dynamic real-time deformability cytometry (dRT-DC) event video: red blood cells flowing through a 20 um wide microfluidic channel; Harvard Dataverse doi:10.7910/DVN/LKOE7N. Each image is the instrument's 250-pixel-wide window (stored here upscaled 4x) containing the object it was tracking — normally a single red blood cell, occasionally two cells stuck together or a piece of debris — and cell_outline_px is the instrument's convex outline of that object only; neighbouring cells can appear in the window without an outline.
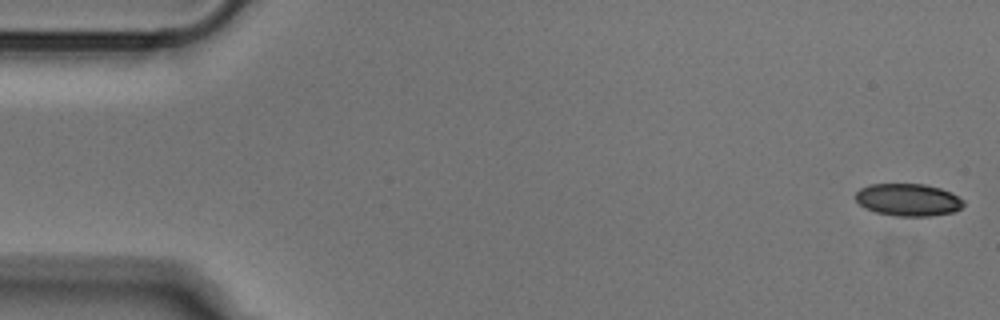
{"species": "Egyptian fruit bat (a non-hibernating species)", "species_latin": "Rousettus aegyptiacus", "temperature_condition": "cold", "stored_images_in_passage": 51, "camera_frame_rate_fps": 3000, "um_per_image_px": 0.085, "animal": {"sex": "male"}, "frame": {"image": 1, "passage_image": 1, "time_ms": 0.0, "image_size_px": [1000, 320], "cell_outline_px": [[964, 204], [960, 208], [952, 212], [928, 216], [896, 216], [876, 212], [864, 208], [856, 200], [856, 192], [860, 188], [868, 184], [924, 184], [940, 188], [952, 192], [964, 200]], "centroid_in_image_um": [77.18, 16.97], "position_along_channel_um": 7.8, "area_um2": 20.4}}
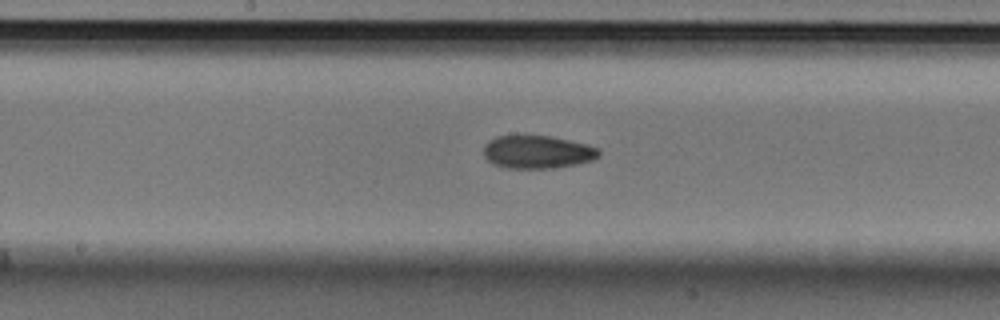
{"frame": {"image": 2, "passage_image": 26, "time_ms": 8.333, "image_size_px": [1000, 320], "cell_outline_px": [[600, 156], [592, 160], [576, 164], [552, 168], [508, 168], [492, 164], [484, 156], [484, 144], [488, 140], [496, 136], [552, 136], [588, 144], [600, 148]], "centroid_in_image_um": [45.69, 12.91], "position_along_channel_um": 202.5, "area_um2": 22.31}}
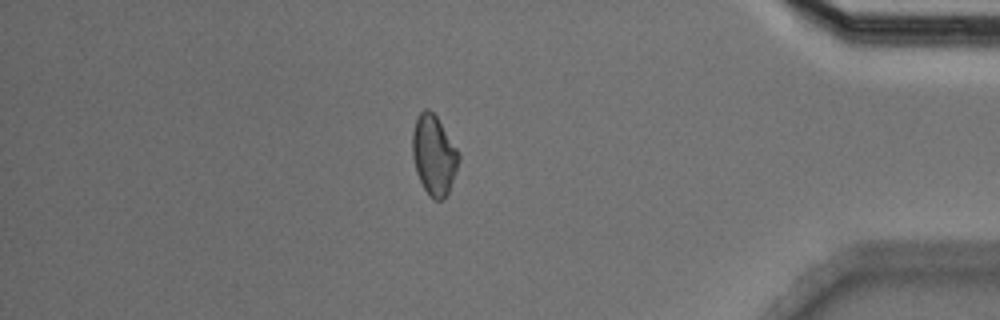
{"frame": {"image": 3, "passage_image": 44, "time_ms": 14.333, "image_size_px": [1000, 320], "cell_outline_px": [[460, 160], [448, 192], [444, 200], [436, 200], [424, 188], [416, 172], [412, 156], [412, 132], [416, 120], [420, 112], [424, 108], [428, 108], [436, 116], [460, 152]], "centroid_in_image_um": [36.88, 13.16], "position_along_channel_um": 398.3, "area_um2": 21.44}}